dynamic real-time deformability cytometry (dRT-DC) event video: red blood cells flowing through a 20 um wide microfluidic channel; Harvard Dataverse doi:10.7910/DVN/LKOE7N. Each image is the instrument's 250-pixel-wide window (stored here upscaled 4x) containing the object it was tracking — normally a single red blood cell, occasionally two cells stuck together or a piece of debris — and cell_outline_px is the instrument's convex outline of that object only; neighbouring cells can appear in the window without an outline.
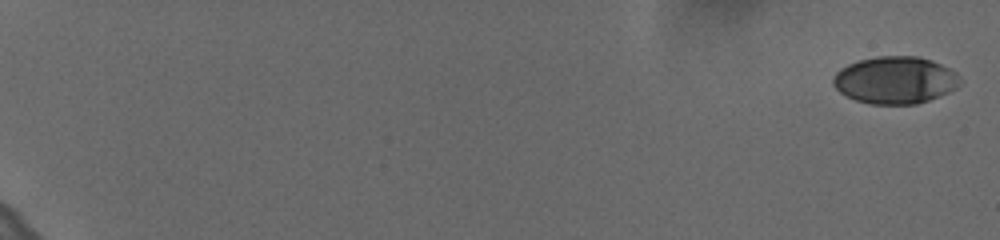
{"species": "human", "species_latin": "Homo sapiens", "temperature_condition": "cold", "stored_images_in_passage": 44, "camera_frame_rate_fps": 3000, "um_per_image_px": 0.085, "donor": {"sex": "female"}, "frame": {"image": 1, "passage_image": 1, "time_ms": 0.0, "image_size_px": [1000, 240], "cell_outline_px": [[964, 80], [956, 88], [948, 92], [928, 100], [916, 104], [872, 104], [856, 100], [840, 92], [832, 84], [832, 76], [840, 68], [848, 64], [860, 60], [876, 56], [916, 56], [932, 60], [956, 72]], "centroid_in_image_um": [76.09, 6.8], "position_along_channel_um": 8.9, "area_um2": 35.03}}
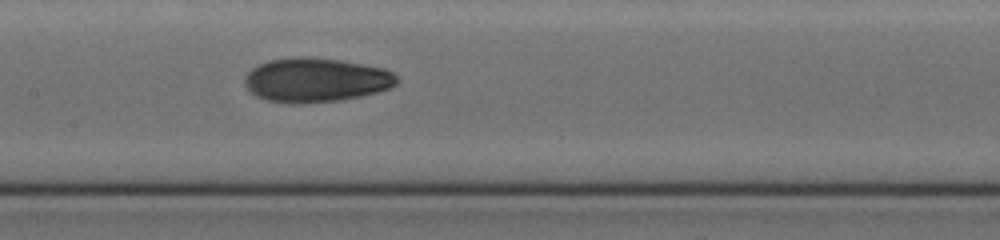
{"frame": {"image": 2, "passage_image": 25, "time_ms": 8.0, "image_size_px": [1000, 240], "cell_outline_px": [[400, 80], [396, 84], [388, 88], [376, 92], [360, 96], [340, 100], [296, 104], [268, 100], [256, 96], [244, 84], [244, 76], [252, 68], [268, 60], [296, 56], [340, 60], [384, 68], [392, 72]], "centroid_in_image_um": [26.84, 6.79], "position_along_channel_um": 180.6, "area_um2": 39.02}}
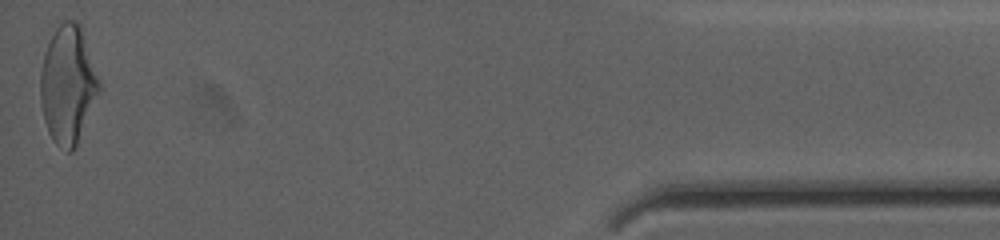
{"frame": {"image": 3, "passage_image": 44, "time_ms": 14.333, "image_size_px": [1000, 240], "cell_outline_px": [[100, 88], [76, 144], [72, 152], [68, 152], [56, 144], [52, 140], [48, 132], [44, 120], [40, 100], [40, 72], [44, 52], [56, 28], [64, 20], [76, 20], [80, 24], [100, 80]], "centroid_in_image_um": [5.75, 7.17], "position_along_channel_um": 429.5, "area_um2": 39.94}}